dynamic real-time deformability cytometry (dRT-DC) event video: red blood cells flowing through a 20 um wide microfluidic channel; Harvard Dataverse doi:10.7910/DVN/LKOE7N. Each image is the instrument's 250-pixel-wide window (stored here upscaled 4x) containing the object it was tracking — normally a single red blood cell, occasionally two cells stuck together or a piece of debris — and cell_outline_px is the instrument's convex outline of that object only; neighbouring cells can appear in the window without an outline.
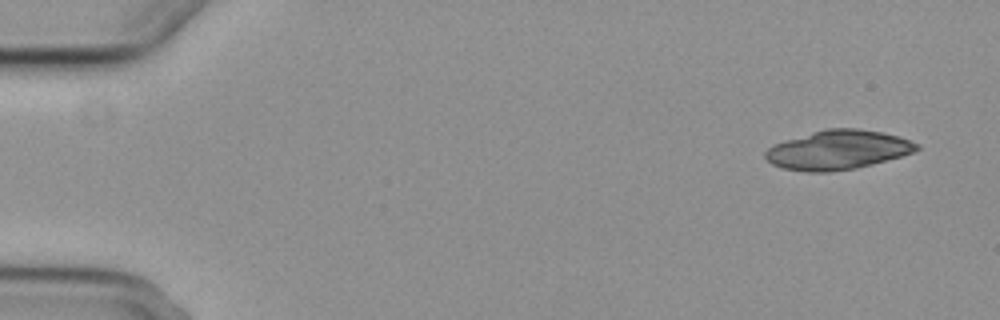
{"species": "common noctule bat (a hibernating species)", "species_latin": "Nyctalus noctula", "temperature_condition": "cold", "stored_images_in_passage": 3, "camera_frame_rate_fps": 3000, "um_per_image_px": 0.085, "animal": {"sex": "female", "body_mass_g": 29.2, "forearm_length_mm": 56.3}, "frame": {"image": 1, "passage_image": 1, "time_ms": 0.0, "image_size_px": [1000, 320], "cell_outline_px": [[920, 148], [912, 152], [900, 156], [872, 164], [856, 168], [828, 172], [808, 172], [784, 168], [772, 164], [764, 156], [764, 152], [768, 148], [776, 144], [812, 132], [828, 128], [856, 128], [880, 132], [900, 136], [920, 144]], "centroid_in_image_um": [71.24, 12.74], "position_along_channel_um": 13.8, "area_um2": 34.22}}